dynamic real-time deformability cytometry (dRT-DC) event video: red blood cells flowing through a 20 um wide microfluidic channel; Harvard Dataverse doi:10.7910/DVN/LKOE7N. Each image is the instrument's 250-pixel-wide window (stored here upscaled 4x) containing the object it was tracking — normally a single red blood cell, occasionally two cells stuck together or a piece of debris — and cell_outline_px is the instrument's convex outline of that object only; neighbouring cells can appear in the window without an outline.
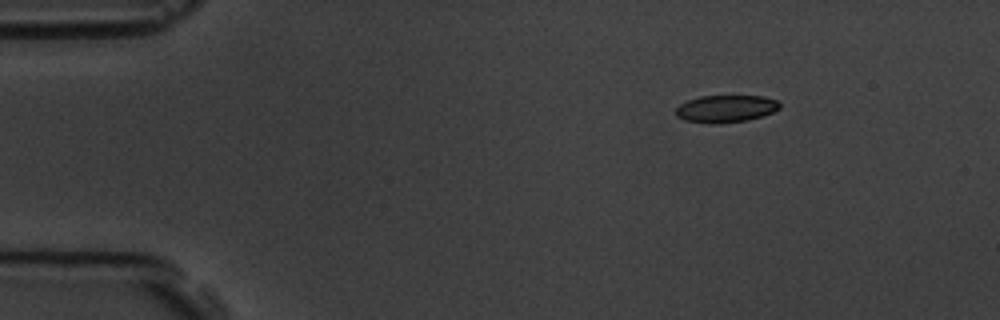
{"species": "common noctule bat (a hibernating species)", "species_latin": "Nyctalus noctula", "temperature_condition": "room temperature", "stored_images_in_passage": 4, "camera_frame_rate_fps": 3000, "um_per_image_px": 0.085, "animal": {"sex": "male", "body_mass_g": 19.5, "forearm_length_mm": 54.6}, "frame": {"image": 1, "passage_image": 1, "time_ms": 0.0, "image_size_px": [1000, 320], "cell_outline_px": [[780, 108], [764, 116], [748, 120], [716, 124], [712, 124], [684, 120], [676, 116], [676, 108], [680, 104], [688, 100], [700, 96], [764, 96], [776, 100], [780, 104]], "centroid_in_image_um": [61.7, 9.25], "position_along_channel_um": 23.3, "area_um2": 16.59}}
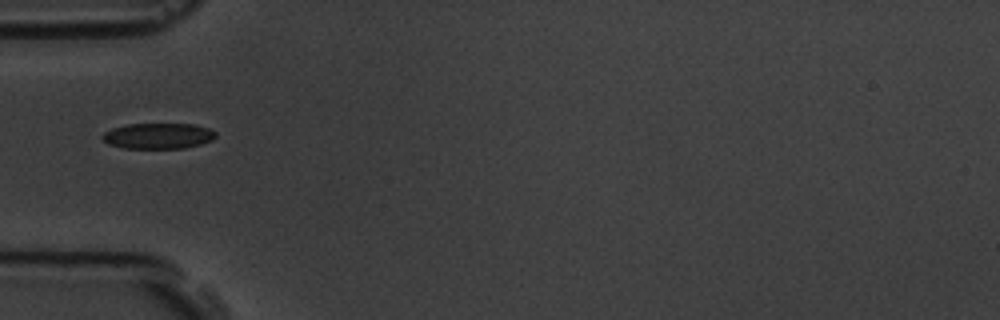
{"frame": {"image": 2, "passage_image": 4, "time_ms": 3.333, "image_size_px": [1000, 320], "cell_outline_px": [[216, 136], [212, 140], [200, 144], [184, 148], [124, 148], [108, 144], [100, 136], [104, 132], [112, 128], [128, 124], [196, 124], [208, 128], [216, 132]], "centroid_in_image_um": [13.44, 11.55], "position_along_channel_um": 71.6, "area_um2": 16.99}}